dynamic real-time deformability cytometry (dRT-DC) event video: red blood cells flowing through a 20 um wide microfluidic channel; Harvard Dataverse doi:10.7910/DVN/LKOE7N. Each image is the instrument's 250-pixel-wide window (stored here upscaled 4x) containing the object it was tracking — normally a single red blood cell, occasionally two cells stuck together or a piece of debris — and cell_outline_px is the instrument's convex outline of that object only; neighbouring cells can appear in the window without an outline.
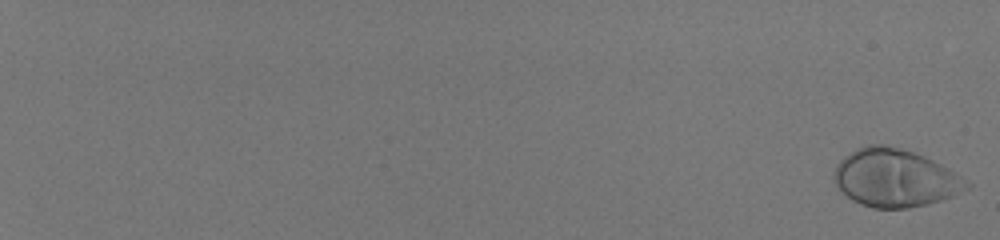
{"species": "human", "species_latin": "Homo sapiens", "temperature_condition": "room temperature", "stored_images_in_passage": 58, "camera_frame_rate_fps": 3000, "um_per_image_px": 0.085, "donor": {"sex": "male"}, "frame": {"image": 1, "passage_image": 1, "time_ms": 0.0, "image_size_px": [1000, 240], "cell_outline_px": [[972, 184], [968, 188], [952, 196], [940, 200], [908, 208], [872, 208], [852, 200], [840, 192], [836, 184], [836, 164], [844, 156], [868, 144], [880, 144], [912, 152], [924, 156], [948, 168]], "centroid_in_image_um": [76.07, 15.14], "position_along_channel_um": 8.9, "area_um2": 43.99}}
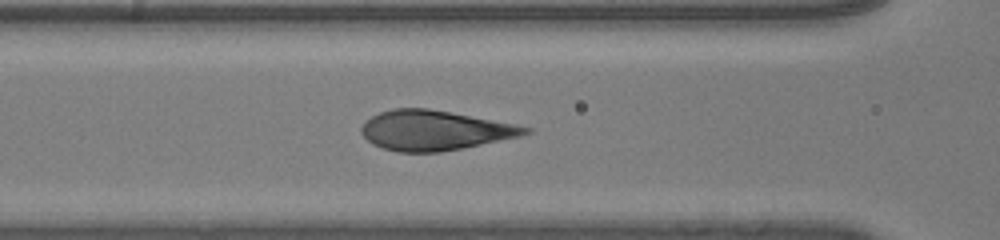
{"frame": {"image": 2, "passage_image": 32, "time_ms": 10.333, "image_size_px": [1000, 240], "cell_outline_px": [[532, 132], [520, 136], [440, 152], [396, 152], [372, 144], [360, 132], [360, 128], [372, 116], [380, 112], [392, 108], [428, 108], [452, 112], [516, 124], [532, 128]], "centroid_in_image_um": [36.93, 11.07], "position_along_channel_um": 129.7, "area_um2": 37.8}}
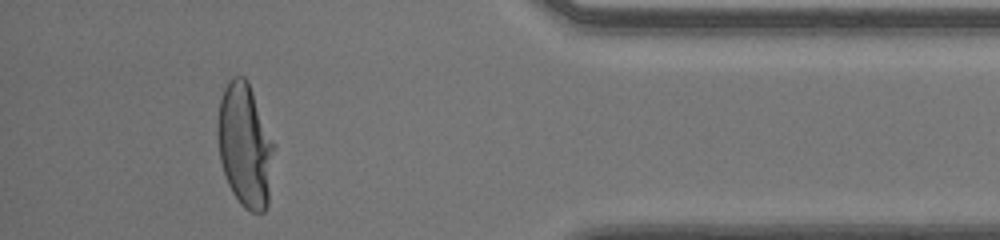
{"frame": {"image": 3, "passage_image": 55, "time_ms": 18.0, "image_size_px": [1000, 240], "cell_outline_px": [[276, 148], [268, 204], [264, 212], [252, 212], [244, 208], [240, 204], [232, 192], [228, 184], [220, 160], [216, 136], [216, 120], [220, 100], [224, 88], [228, 80], [232, 76], [244, 76], [248, 80], [276, 144]], "centroid_in_image_um": [20.84, 12.33], "position_along_channel_um": 414.4, "area_um2": 41.67}}